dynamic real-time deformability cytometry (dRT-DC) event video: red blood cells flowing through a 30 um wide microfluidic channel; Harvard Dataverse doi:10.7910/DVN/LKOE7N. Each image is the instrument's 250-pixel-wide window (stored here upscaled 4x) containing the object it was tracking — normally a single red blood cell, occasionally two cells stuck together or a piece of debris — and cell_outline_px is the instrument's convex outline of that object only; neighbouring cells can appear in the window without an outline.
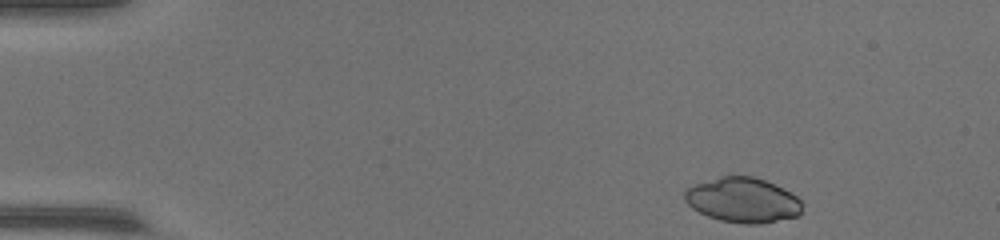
{"species": "common noctule bat (a hibernating species)", "species_latin": "Nyctalus noctula", "temperature_condition": "warm", "stored_images_in_passage": 48, "camera_frame_rate_fps": 3000, "um_per_image_px": 0.085, "animal": {"sex": "female", "body_mass_g": 17.0, "forearm_length_mm": 48.0}, "frame": {"image": 1, "passage_image": 1, "time_ms": 0.0, "image_size_px": [1000, 240], "cell_outline_px": [[804, 204], [800, 216], [760, 224], [744, 224], [720, 220], [708, 216], [692, 208], [684, 200], [684, 192], [688, 188], [696, 184], [720, 176], [752, 176], [764, 180], [796, 196]], "centroid_in_image_um": [63.15, 17.03], "position_along_channel_um": 21.9, "area_um2": 30.63}}